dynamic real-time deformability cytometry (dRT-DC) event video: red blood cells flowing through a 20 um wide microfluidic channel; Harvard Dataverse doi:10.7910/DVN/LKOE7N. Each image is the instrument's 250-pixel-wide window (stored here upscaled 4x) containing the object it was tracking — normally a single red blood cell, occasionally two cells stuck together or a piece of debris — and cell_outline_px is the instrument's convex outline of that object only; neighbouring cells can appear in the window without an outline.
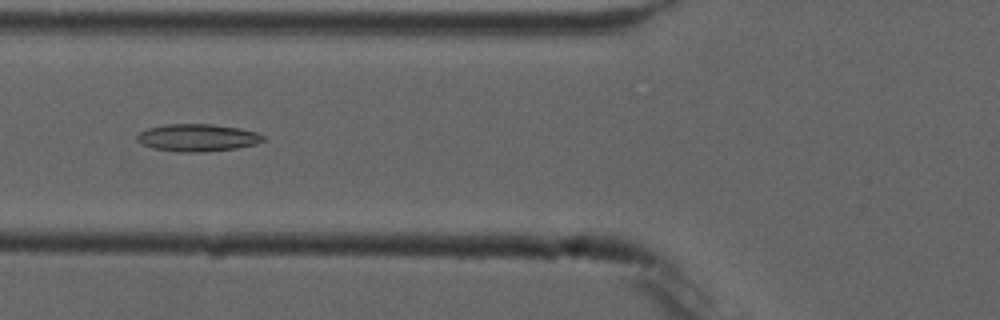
{"species": "common noctule bat (a hibernating species)", "species_latin": "Nyctalus noctula", "temperature_condition": "cold", "stored_images_in_passage": 7, "camera_frame_rate_fps": 3000, "um_per_image_px": 0.085, "animal": {"sex": "male", "forearm_length_mm": 52.5}, "frame": {"image": 1, "passage_image": 6, "time_ms": 6.0, "image_size_px": [1000, 320], "cell_outline_px": [[264, 140], [256, 144], [236, 148], [200, 152], [176, 152], [156, 148], [144, 144], [136, 140], [136, 136], [140, 132], [148, 128], [164, 124], [212, 124], [240, 128], [256, 132], [264, 136]], "centroid_in_image_um": [16.79, 11.69], "position_along_channel_um": 109.0, "area_um2": 20.0}}
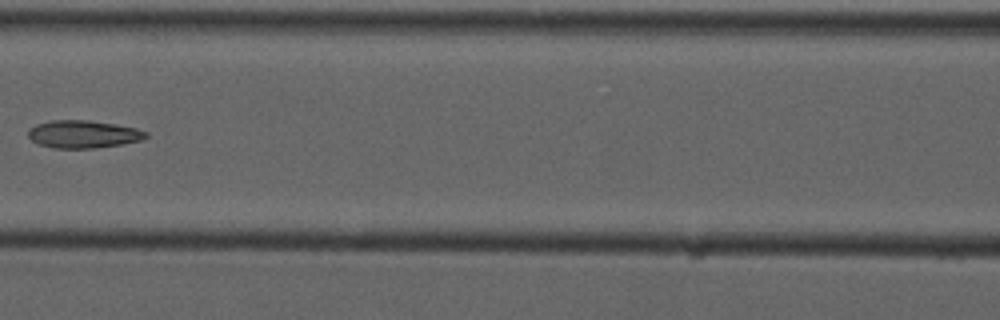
{"frame": {"image": 2, "passage_image": 7, "time_ms": 7.333, "image_size_px": [1000, 320], "cell_outline_px": [[148, 136], [140, 140], [124, 144], [92, 148], [52, 148], [36, 144], [28, 136], [28, 128], [36, 124], [52, 120], [88, 120], [116, 124], [136, 128], [148, 132]], "centroid_in_image_um": [7.05, 11.4], "position_along_channel_um": 159.5, "area_um2": 19.13}}